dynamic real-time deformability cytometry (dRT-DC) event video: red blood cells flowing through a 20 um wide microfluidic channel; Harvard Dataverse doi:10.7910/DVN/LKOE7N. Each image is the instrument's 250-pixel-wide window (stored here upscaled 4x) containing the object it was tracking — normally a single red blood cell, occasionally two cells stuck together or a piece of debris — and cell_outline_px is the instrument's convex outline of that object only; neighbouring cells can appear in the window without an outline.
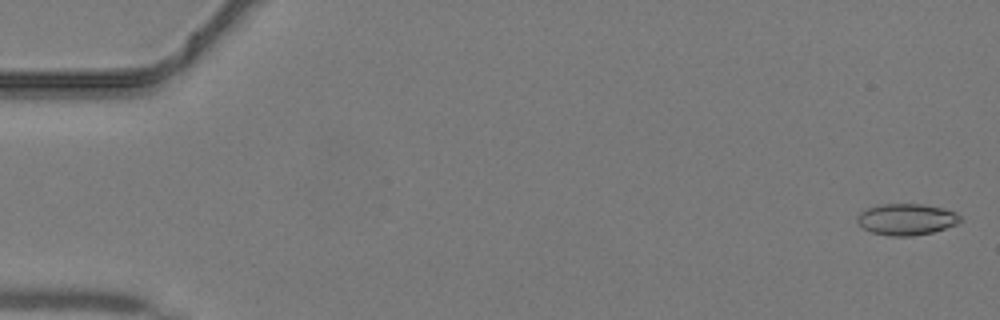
{"species": "common noctule bat (a hibernating species)", "species_latin": "Nyctalus noctula", "temperature_condition": "warm", "stored_images_in_passage": 40, "camera_frame_rate_fps": 3000, "um_per_image_px": 0.085, "animal": {"sex": "male", "body_mass_g": 19.2, "forearm_length_mm": 51.8}, "frame": {"image": 1, "passage_image": 1, "time_ms": 0.0, "image_size_px": [1000, 320], "cell_outline_px": [[960, 220], [956, 224], [932, 232], [912, 236], [888, 236], [872, 232], [864, 228], [856, 220], [856, 216], [860, 212], [868, 208], [880, 204], [920, 204], [944, 208], [956, 212], [960, 216]], "centroid_in_image_um": [77.03, 18.64], "position_along_channel_um": 8.0, "area_um2": 18.73}}
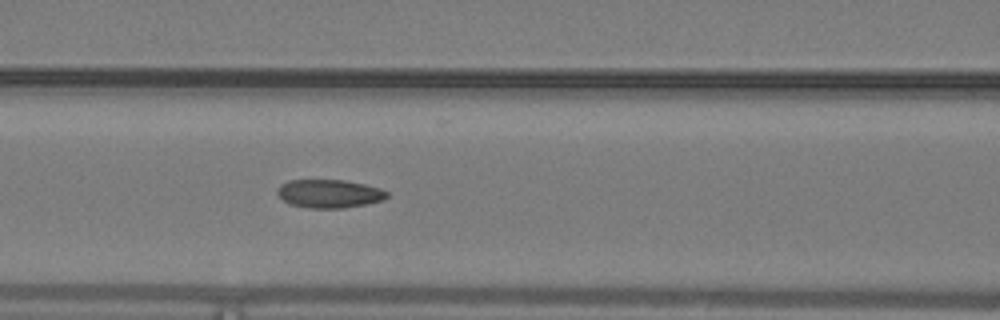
{"frame": {"image": 2, "passage_image": 19, "time_ms": 6.0, "image_size_px": [1000, 320], "cell_outline_px": [[388, 196], [384, 200], [364, 204], [340, 208], [308, 208], [292, 204], [284, 200], [276, 192], [280, 184], [288, 180], [344, 180], [364, 184], [380, 188], [388, 192]], "centroid_in_image_um": [27.99, 16.45], "position_along_channel_um": 138.6, "area_um2": 17.98}}
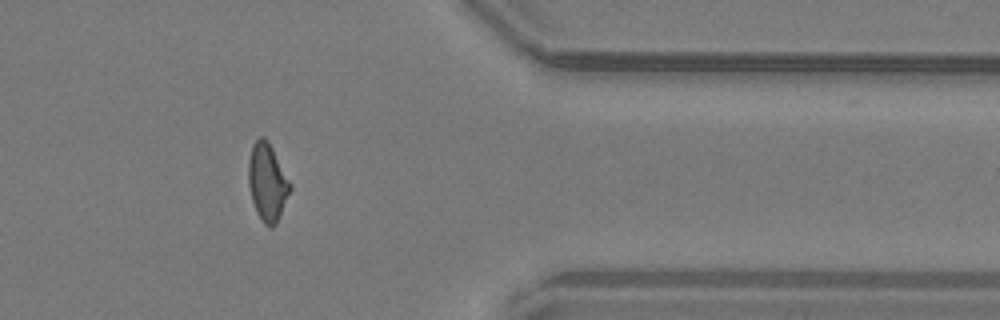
{"frame": {"image": 3, "passage_image": 36, "time_ms": 11.667, "image_size_px": [1000, 320], "cell_outline_px": [[292, 188], [276, 224], [272, 228], [268, 228], [264, 224], [256, 212], [252, 200], [248, 184], [248, 160], [252, 144], [260, 136], [264, 136], [268, 140], [292, 184]], "centroid_in_image_um": [22.72, 15.48], "position_along_channel_um": 388.7, "area_um2": 19.07}}